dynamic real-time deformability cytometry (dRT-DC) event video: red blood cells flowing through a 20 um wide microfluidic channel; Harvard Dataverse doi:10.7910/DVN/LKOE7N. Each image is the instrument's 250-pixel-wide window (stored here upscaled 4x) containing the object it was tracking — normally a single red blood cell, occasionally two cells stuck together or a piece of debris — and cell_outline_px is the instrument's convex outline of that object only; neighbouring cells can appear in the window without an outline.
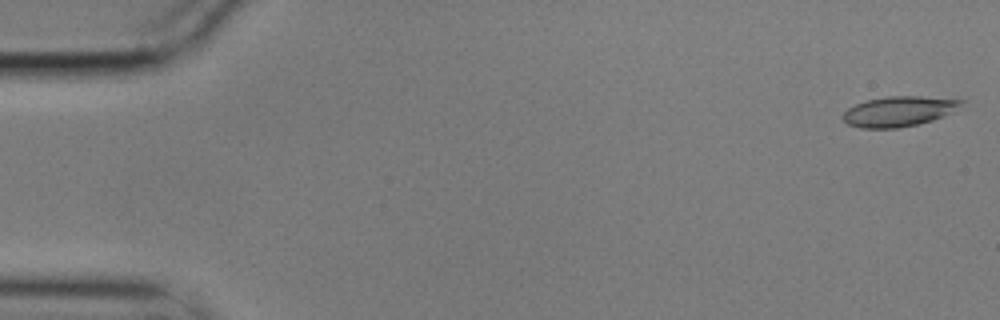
{"species": "common noctule bat (a hibernating species)", "species_latin": "Nyctalus noctula", "temperature_condition": "cold", "stored_images_in_passage": 56, "camera_frame_rate_fps": 3000, "um_per_image_px": 0.085, "animal": {"sex": "male", "body_mass_g": 17.9}, "frame": {"image": 1, "passage_image": 1, "time_ms": 0.0, "image_size_px": [1000, 320], "cell_outline_px": [[964, 100], [952, 112], [944, 116], [932, 120], [916, 124], [896, 128], [860, 128], [848, 124], [844, 120], [844, 112], [848, 108], [856, 104], [868, 100], [888, 96], [920, 96]], "centroid_in_image_um": [76.38, 9.46], "position_along_channel_um": 8.6, "area_um2": 20.4}}
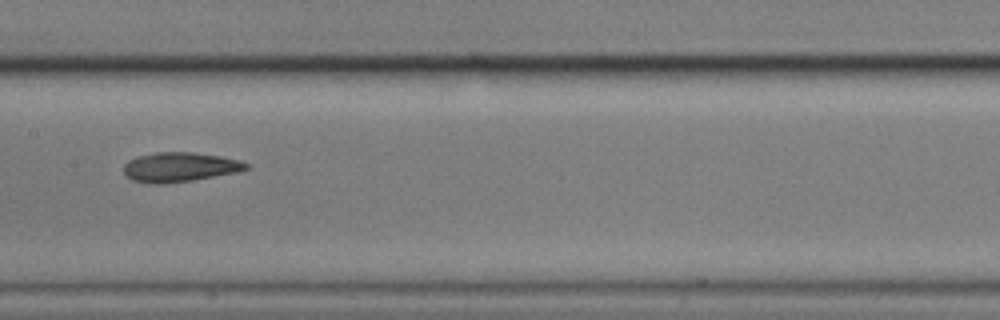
{"frame": {"image": 2, "passage_image": 28, "time_ms": 9.0, "image_size_px": [1000, 320], "cell_outline_px": [[248, 168], [240, 172], [192, 180], [164, 184], [156, 184], [132, 180], [124, 172], [124, 164], [128, 160], [136, 156], [156, 152], [192, 152], [220, 156], [240, 160], [248, 164]], "centroid_in_image_um": [15.28, 14.2], "position_along_channel_um": 192.1, "area_um2": 21.1}}
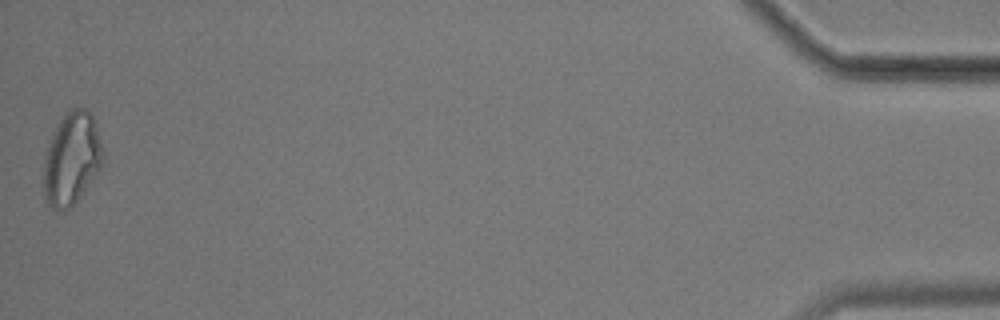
{"frame": {"image": 3, "passage_image": 56, "time_ms": 18.333, "image_size_px": [1000, 320], "cell_outline_px": [[104, 160], [100, 168], [84, 192], [68, 208], [56, 212], [44, 200], [44, 160], [52, 136], [64, 112], [72, 108], [84, 108], [92, 116], [96, 124], [104, 152]], "centroid_in_image_um": [6.1, 13.5], "position_along_channel_um": 429.1, "area_um2": 31.79}, "authors_computed_cell_mechanics": {"area_um2": 21.3282, "velocity_mm_per_s": 3.5172, "shape_relaxation_time_tau1_ms": 5.51, "shape_relaxation_time_tau2_ms": 5.3713, "deformation_change_tau1": 0.1615, "deformation_change_tau2": 0.1481}}